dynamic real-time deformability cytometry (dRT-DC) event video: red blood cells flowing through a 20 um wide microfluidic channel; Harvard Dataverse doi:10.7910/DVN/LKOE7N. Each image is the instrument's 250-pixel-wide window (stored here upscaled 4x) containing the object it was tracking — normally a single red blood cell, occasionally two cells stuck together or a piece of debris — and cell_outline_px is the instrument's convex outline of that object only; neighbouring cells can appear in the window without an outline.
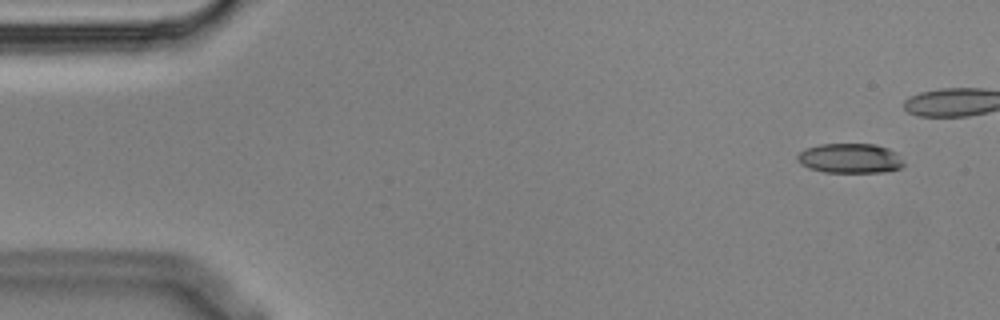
{"species": "Egyptian fruit bat (a non-hibernating species)", "species_latin": "Rousettus aegyptiacus", "temperature_condition": "cold", "stored_images_in_passage": 9, "camera_frame_rate_fps": 3000, "um_per_image_px": 0.085, "animal": {"sex": "male"}, "frame": {"image": 1, "passage_image": 1, "time_ms": 0.0, "image_size_px": [1000, 320], "cell_outline_px": [[904, 164], [900, 168], [884, 172], [824, 172], [808, 168], [800, 164], [796, 160], [796, 156], [804, 148], [820, 144], [876, 144], [888, 148], [896, 152]], "centroid_in_image_um": [72.21, 13.45], "position_along_channel_um": 12.8, "area_um2": 18.55}}